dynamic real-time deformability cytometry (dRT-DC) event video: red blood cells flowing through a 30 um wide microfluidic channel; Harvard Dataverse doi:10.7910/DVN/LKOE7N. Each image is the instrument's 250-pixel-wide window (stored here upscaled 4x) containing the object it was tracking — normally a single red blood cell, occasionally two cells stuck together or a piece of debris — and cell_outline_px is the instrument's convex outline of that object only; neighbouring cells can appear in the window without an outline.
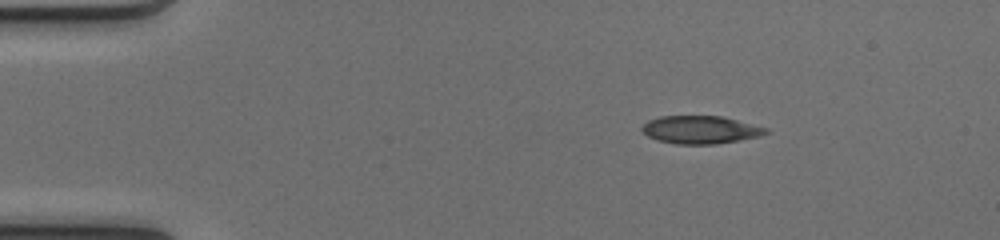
{"species": "common noctule bat (a hibernating species)", "species_latin": "Nyctalus noctula", "temperature_condition": "cold", "stored_images_in_passage": 43, "camera_frame_rate_fps": 3000, "um_per_image_px": 0.085, "animal": {"sex": "female", "body_mass_g": 17.0, "forearm_length_mm": 48.0}, "frame": {"image": 1, "passage_image": 1, "time_ms": 0.0, "image_size_px": [1000, 240], "cell_outline_px": [[772, 132], [760, 136], [716, 144], [676, 144], [656, 140], [648, 136], [640, 128], [648, 120], [660, 116], [720, 116], [768, 128]], "centroid_in_image_um": [59.54, 11.03], "position_along_channel_um": 25.5, "area_um2": 20.11}}
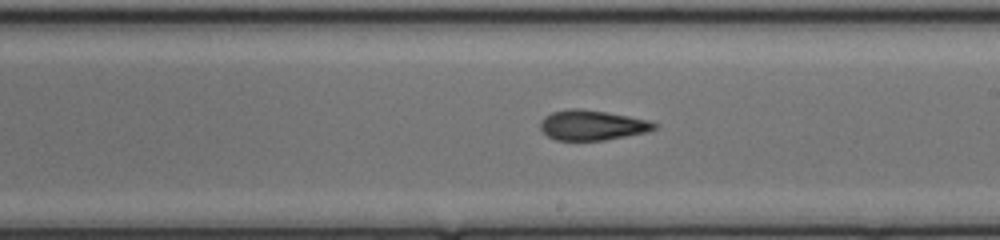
{"frame": {"image": 2, "passage_image": 22, "time_ms": 7.0, "image_size_px": [1000, 240], "cell_outline_px": [[660, 124], [656, 128], [648, 132], [604, 140], [556, 140], [548, 136], [540, 128], [540, 120], [544, 116], [552, 112], [572, 108], [580, 108], [628, 116], [648, 120]], "centroid_in_image_um": [50.34, 10.64], "position_along_channel_um": 238.7, "area_um2": 19.94}}
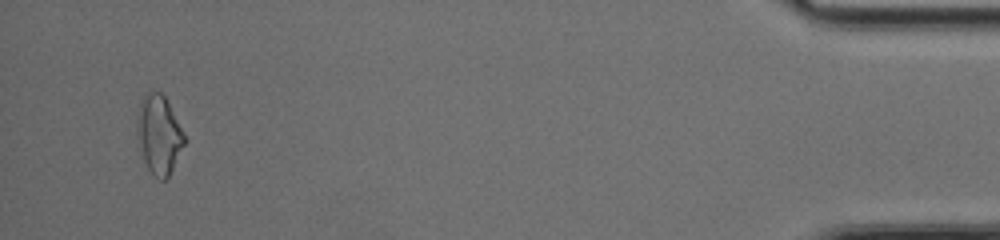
{"frame": {"image": 3, "passage_image": 41, "time_ms": 13.333, "image_size_px": [1000, 240], "cell_outline_px": [[188, 140], [168, 176], [164, 180], [160, 180], [148, 168], [144, 160], [136, 136], [136, 120], [140, 104], [144, 96], [148, 92], [160, 92], [164, 96], [184, 132]], "centroid_in_image_um": [13.52, 11.45], "position_along_channel_um": 421.7, "area_um2": 21.62}, "authors_computed_cell_mechanics": {"area_um2": 20.1144, "velocity_mm_per_s": 4.1455, "shape_relaxation_time_tau1_ms": 4.476, "shape_relaxation_time_tau2_ms": 2.3418, "deformation_change_tau1": 0.1695, "deformation_change_tau2": 0.1095}}